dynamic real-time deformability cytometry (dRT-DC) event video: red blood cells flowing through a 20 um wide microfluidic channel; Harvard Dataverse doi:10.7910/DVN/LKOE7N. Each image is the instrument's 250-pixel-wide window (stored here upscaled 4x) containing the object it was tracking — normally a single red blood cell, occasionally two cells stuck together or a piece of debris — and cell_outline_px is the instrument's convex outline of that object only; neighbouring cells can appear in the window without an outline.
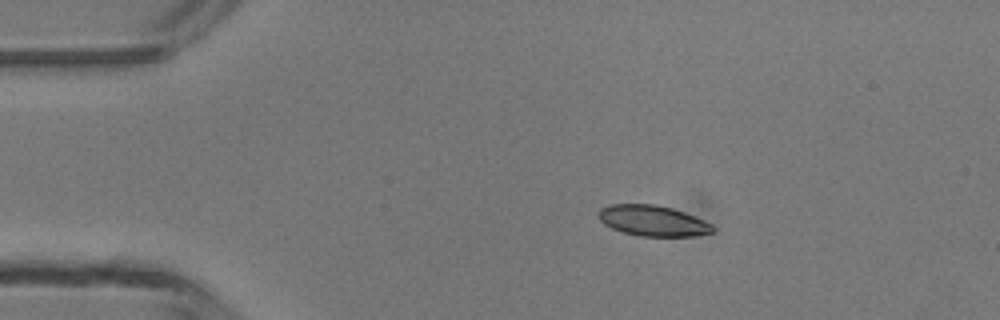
{"species": "common noctule bat (a hibernating species)", "species_latin": "Nyctalus noctula", "temperature_condition": "room temperature", "stored_images_in_passage": 4, "camera_frame_rate_fps": 3000, "um_per_image_px": 0.085, "animal": {"sex": "male", "body_mass_g": 13.3}, "frame": {"image": 1, "passage_image": 2, "time_ms": 2.0, "image_size_px": [1000, 320], "cell_outline_px": [[716, 228], [712, 232], [692, 236], [640, 236], [624, 232], [612, 228], [604, 224], [600, 220], [600, 208], [612, 204], [656, 204], [672, 208], [684, 212], [704, 220], [712, 224]], "centroid_in_image_um": [55.51, 18.76], "position_along_channel_um": 29.5, "area_um2": 20.29}}